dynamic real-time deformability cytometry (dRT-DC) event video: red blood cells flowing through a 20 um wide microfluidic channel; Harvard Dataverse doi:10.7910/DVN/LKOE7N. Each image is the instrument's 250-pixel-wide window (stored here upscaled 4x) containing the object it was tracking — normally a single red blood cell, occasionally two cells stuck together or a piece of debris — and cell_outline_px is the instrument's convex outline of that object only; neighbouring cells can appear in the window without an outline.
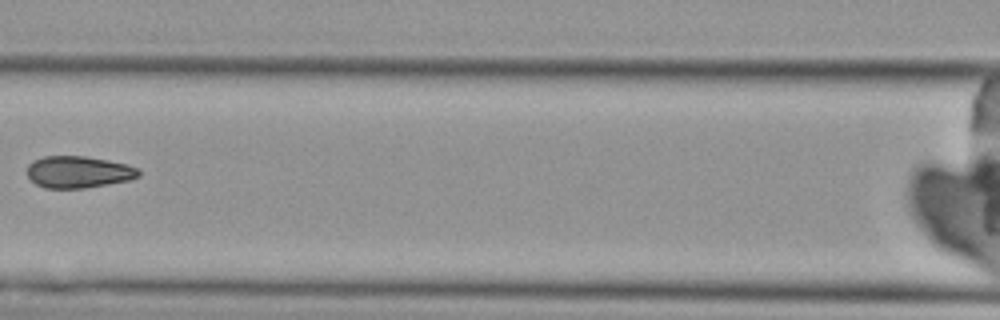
{"species": "Egyptian fruit bat (a non-hibernating species)", "species_latin": "Rousettus aegyptiacus", "temperature_condition": "cold", "stored_images_in_passage": 9, "camera_frame_rate_fps": 3000, "um_per_image_px": 0.085, "animal": {"sex": "female"}, "frame": {"image": 1, "passage_image": 8, "time_ms": 8.333, "image_size_px": [1000, 320], "cell_outline_px": [[140, 176], [128, 180], [84, 188], [44, 188], [36, 184], [28, 176], [28, 164], [44, 156], [84, 156], [108, 160], [128, 164], [140, 168]], "centroid_in_image_um": [6.7, 14.61], "position_along_channel_um": 159.9, "area_um2": 20.63}}
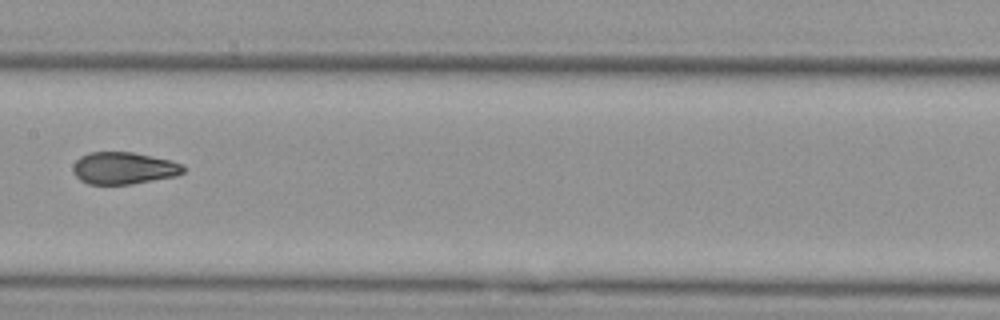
{"frame": {"image": 2, "passage_image": 9, "time_ms": 9.333, "image_size_px": [1000, 320], "cell_outline_px": [[184, 172], [176, 176], [128, 184], [88, 184], [80, 180], [72, 172], [72, 164], [80, 156], [88, 152], [132, 152], [152, 156], [184, 164]], "centroid_in_image_um": [10.47, 14.28], "position_along_channel_um": 196.9, "area_um2": 20.63}}